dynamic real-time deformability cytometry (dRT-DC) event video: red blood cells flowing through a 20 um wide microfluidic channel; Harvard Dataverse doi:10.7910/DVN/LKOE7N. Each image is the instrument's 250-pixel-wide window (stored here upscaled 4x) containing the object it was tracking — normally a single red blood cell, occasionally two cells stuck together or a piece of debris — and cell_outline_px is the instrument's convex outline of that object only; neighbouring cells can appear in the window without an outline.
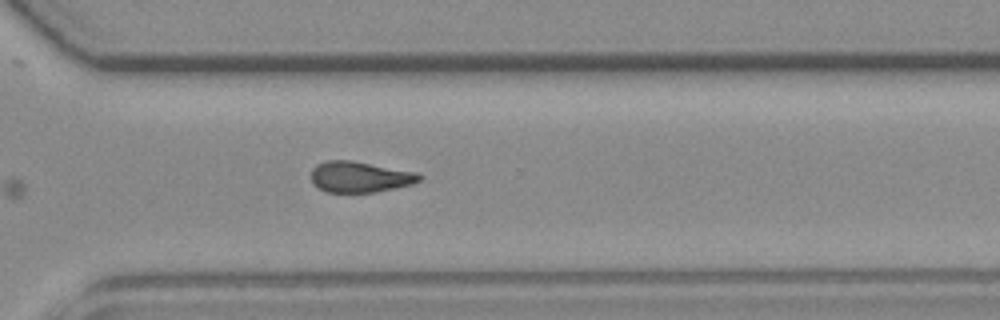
{"species": "common noctule bat (a hibernating species)", "species_latin": "Nyctalus noctula", "temperature_condition": "room temperature", "stored_images_in_passage": 12, "camera_frame_rate_fps": 3000, "um_per_image_px": 0.085, "animal": {"sex": "female", "body_mass_g": 19.3, "forearm_length_mm": 54.1}, "frame": {"image": 1, "passage_image": 12, "time_ms": 13.667, "image_size_px": [1000, 320], "cell_outline_px": [[424, 176], [420, 180], [412, 184], [396, 188], [376, 192], [328, 192], [312, 184], [312, 168], [316, 164], [328, 160], [352, 160], [416, 172]], "centroid_in_image_um": [30.6, 15.03], "position_along_channel_um": 340.0, "area_um2": 19.54}}